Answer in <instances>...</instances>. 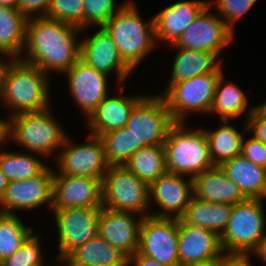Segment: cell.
<instances>
[{
	"label": "cell",
	"mask_w": 266,
	"mask_h": 266,
	"mask_svg": "<svg viewBox=\"0 0 266 266\" xmlns=\"http://www.w3.org/2000/svg\"><path fill=\"white\" fill-rule=\"evenodd\" d=\"M82 29L46 17L26 23L25 45L20 60L38 67L50 77L63 75L80 58Z\"/></svg>",
	"instance_id": "obj_1"
},
{
	"label": "cell",
	"mask_w": 266,
	"mask_h": 266,
	"mask_svg": "<svg viewBox=\"0 0 266 266\" xmlns=\"http://www.w3.org/2000/svg\"><path fill=\"white\" fill-rule=\"evenodd\" d=\"M103 27L117 45L120 57L134 72L159 48L153 15L143 20L135 0H129Z\"/></svg>",
	"instance_id": "obj_2"
},
{
	"label": "cell",
	"mask_w": 266,
	"mask_h": 266,
	"mask_svg": "<svg viewBox=\"0 0 266 266\" xmlns=\"http://www.w3.org/2000/svg\"><path fill=\"white\" fill-rule=\"evenodd\" d=\"M51 85V77L48 74L17 59L7 73L0 106L2 105L3 111H7V118L53 107Z\"/></svg>",
	"instance_id": "obj_3"
},
{
	"label": "cell",
	"mask_w": 266,
	"mask_h": 266,
	"mask_svg": "<svg viewBox=\"0 0 266 266\" xmlns=\"http://www.w3.org/2000/svg\"><path fill=\"white\" fill-rule=\"evenodd\" d=\"M54 109L50 107L11 116L8 121V144L14 143L22 147L21 150L54 160L68 134Z\"/></svg>",
	"instance_id": "obj_4"
},
{
	"label": "cell",
	"mask_w": 266,
	"mask_h": 266,
	"mask_svg": "<svg viewBox=\"0 0 266 266\" xmlns=\"http://www.w3.org/2000/svg\"><path fill=\"white\" fill-rule=\"evenodd\" d=\"M189 124L175 122L168 131L164 147L167 172L193 179L214 164L204 127L192 128Z\"/></svg>",
	"instance_id": "obj_5"
},
{
	"label": "cell",
	"mask_w": 266,
	"mask_h": 266,
	"mask_svg": "<svg viewBox=\"0 0 266 266\" xmlns=\"http://www.w3.org/2000/svg\"><path fill=\"white\" fill-rule=\"evenodd\" d=\"M265 201L245 199L233 205L228 224L220 235L226 254H251L266 234Z\"/></svg>",
	"instance_id": "obj_6"
},
{
	"label": "cell",
	"mask_w": 266,
	"mask_h": 266,
	"mask_svg": "<svg viewBox=\"0 0 266 266\" xmlns=\"http://www.w3.org/2000/svg\"><path fill=\"white\" fill-rule=\"evenodd\" d=\"M224 67L223 63L212 73L173 83L162 94L174 122H188L194 114L209 115Z\"/></svg>",
	"instance_id": "obj_7"
},
{
	"label": "cell",
	"mask_w": 266,
	"mask_h": 266,
	"mask_svg": "<svg viewBox=\"0 0 266 266\" xmlns=\"http://www.w3.org/2000/svg\"><path fill=\"white\" fill-rule=\"evenodd\" d=\"M102 207L112 211L149 215V184L125 166H110L102 181Z\"/></svg>",
	"instance_id": "obj_8"
},
{
	"label": "cell",
	"mask_w": 266,
	"mask_h": 266,
	"mask_svg": "<svg viewBox=\"0 0 266 266\" xmlns=\"http://www.w3.org/2000/svg\"><path fill=\"white\" fill-rule=\"evenodd\" d=\"M67 134L55 163L54 174L91 177L103 181L110 167L103 144L96 135L87 133L85 141L77 143Z\"/></svg>",
	"instance_id": "obj_9"
},
{
	"label": "cell",
	"mask_w": 266,
	"mask_h": 266,
	"mask_svg": "<svg viewBox=\"0 0 266 266\" xmlns=\"http://www.w3.org/2000/svg\"><path fill=\"white\" fill-rule=\"evenodd\" d=\"M101 208H63L52 209L58 252L55 257L61 263L73 250L84 245L99 234V215Z\"/></svg>",
	"instance_id": "obj_10"
},
{
	"label": "cell",
	"mask_w": 266,
	"mask_h": 266,
	"mask_svg": "<svg viewBox=\"0 0 266 266\" xmlns=\"http://www.w3.org/2000/svg\"><path fill=\"white\" fill-rule=\"evenodd\" d=\"M164 97L157 92L145 95L132 109L126 127L137 137L138 150L164 145L174 124Z\"/></svg>",
	"instance_id": "obj_11"
},
{
	"label": "cell",
	"mask_w": 266,
	"mask_h": 266,
	"mask_svg": "<svg viewBox=\"0 0 266 266\" xmlns=\"http://www.w3.org/2000/svg\"><path fill=\"white\" fill-rule=\"evenodd\" d=\"M53 166L48 165L39 175L23 180L10 181L0 197V212L21 214L48 207L52 210ZM44 206V207H43ZM27 211V212H25Z\"/></svg>",
	"instance_id": "obj_12"
},
{
	"label": "cell",
	"mask_w": 266,
	"mask_h": 266,
	"mask_svg": "<svg viewBox=\"0 0 266 266\" xmlns=\"http://www.w3.org/2000/svg\"><path fill=\"white\" fill-rule=\"evenodd\" d=\"M211 10L207 5L173 45L212 52L224 62L223 53L234 43L235 33Z\"/></svg>",
	"instance_id": "obj_13"
},
{
	"label": "cell",
	"mask_w": 266,
	"mask_h": 266,
	"mask_svg": "<svg viewBox=\"0 0 266 266\" xmlns=\"http://www.w3.org/2000/svg\"><path fill=\"white\" fill-rule=\"evenodd\" d=\"M179 219L147 215L142 218L138 252L164 266H179Z\"/></svg>",
	"instance_id": "obj_14"
},
{
	"label": "cell",
	"mask_w": 266,
	"mask_h": 266,
	"mask_svg": "<svg viewBox=\"0 0 266 266\" xmlns=\"http://www.w3.org/2000/svg\"><path fill=\"white\" fill-rule=\"evenodd\" d=\"M96 29L88 35H85L86 28L82 30L84 35L81 34L80 59L109 77L115 75L114 86L118 89L135 72L120 57L117 45L106 29L103 26Z\"/></svg>",
	"instance_id": "obj_15"
},
{
	"label": "cell",
	"mask_w": 266,
	"mask_h": 266,
	"mask_svg": "<svg viewBox=\"0 0 266 266\" xmlns=\"http://www.w3.org/2000/svg\"><path fill=\"white\" fill-rule=\"evenodd\" d=\"M73 103L87 120L111 91L110 77L86 64L80 58L64 74ZM110 86V87H109Z\"/></svg>",
	"instance_id": "obj_16"
},
{
	"label": "cell",
	"mask_w": 266,
	"mask_h": 266,
	"mask_svg": "<svg viewBox=\"0 0 266 266\" xmlns=\"http://www.w3.org/2000/svg\"><path fill=\"white\" fill-rule=\"evenodd\" d=\"M192 197L191 177L166 172L149 184V215L179 219Z\"/></svg>",
	"instance_id": "obj_17"
},
{
	"label": "cell",
	"mask_w": 266,
	"mask_h": 266,
	"mask_svg": "<svg viewBox=\"0 0 266 266\" xmlns=\"http://www.w3.org/2000/svg\"><path fill=\"white\" fill-rule=\"evenodd\" d=\"M101 207L102 182L99 179L54 174L52 209Z\"/></svg>",
	"instance_id": "obj_18"
},
{
	"label": "cell",
	"mask_w": 266,
	"mask_h": 266,
	"mask_svg": "<svg viewBox=\"0 0 266 266\" xmlns=\"http://www.w3.org/2000/svg\"><path fill=\"white\" fill-rule=\"evenodd\" d=\"M119 87V93L115 91L109 94L85 120L88 133L99 136L125 127L132 109L147 94L137 92V94L126 95L125 84Z\"/></svg>",
	"instance_id": "obj_19"
},
{
	"label": "cell",
	"mask_w": 266,
	"mask_h": 266,
	"mask_svg": "<svg viewBox=\"0 0 266 266\" xmlns=\"http://www.w3.org/2000/svg\"><path fill=\"white\" fill-rule=\"evenodd\" d=\"M207 5L208 0H179L171 2L154 14L155 34L159 47L162 44V47L174 44Z\"/></svg>",
	"instance_id": "obj_20"
},
{
	"label": "cell",
	"mask_w": 266,
	"mask_h": 266,
	"mask_svg": "<svg viewBox=\"0 0 266 266\" xmlns=\"http://www.w3.org/2000/svg\"><path fill=\"white\" fill-rule=\"evenodd\" d=\"M142 218L134 213L101 207L98 222L100 237L129 258L138 250Z\"/></svg>",
	"instance_id": "obj_21"
},
{
	"label": "cell",
	"mask_w": 266,
	"mask_h": 266,
	"mask_svg": "<svg viewBox=\"0 0 266 266\" xmlns=\"http://www.w3.org/2000/svg\"><path fill=\"white\" fill-rule=\"evenodd\" d=\"M223 253L220 236L209 229L187 225L179 219V266L205 261Z\"/></svg>",
	"instance_id": "obj_22"
},
{
	"label": "cell",
	"mask_w": 266,
	"mask_h": 266,
	"mask_svg": "<svg viewBox=\"0 0 266 266\" xmlns=\"http://www.w3.org/2000/svg\"><path fill=\"white\" fill-rule=\"evenodd\" d=\"M167 50L174 51L173 61L170 66V76L162 95L173 83L193 78L205 73L214 72L223 62L212 52L175 47L173 44L166 46Z\"/></svg>",
	"instance_id": "obj_23"
},
{
	"label": "cell",
	"mask_w": 266,
	"mask_h": 266,
	"mask_svg": "<svg viewBox=\"0 0 266 266\" xmlns=\"http://www.w3.org/2000/svg\"><path fill=\"white\" fill-rule=\"evenodd\" d=\"M193 196L210 203L232 205L246 199L219 166L207 169L193 178Z\"/></svg>",
	"instance_id": "obj_24"
},
{
	"label": "cell",
	"mask_w": 266,
	"mask_h": 266,
	"mask_svg": "<svg viewBox=\"0 0 266 266\" xmlns=\"http://www.w3.org/2000/svg\"><path fill=\"white\" fill-rule=\"evenodd\" d=\"M240 189L246 199L266 201V168L237 155L219 166Z\"/></svg>",
	"instance_id": "obj_25"
},
{
	"label": "cell",
	"mask_w": 266,
	"mask_h": 266,
	"mask_svg": "<svg viewBox=\"0 0 266 266\" xmlns=\"http://www.w3.org/2000/svg\"><path fill=\"white\" fill-rule=\"evenodd\" d=\"M237 84L231 80L228 81L225 72L220 76L209 115H217L218 121L227 120L232 122L235 119H243V115L246 116L245 119L247 120V117L258 104H250L248 95Z\"/></svg>",
	"instance_id": "obj_26"
},
{
	"label": "cell",
	"mask_w": 266,
	"mask_h": 266,
	"mask_svg": "<svg viewBox=\"0 0 266 266\" xmlns=\"http://www.w3.org/2000/svg\"><path fill=\"white\" fill-rule=\"evenodd\" d=\"M60 265L128 266V257L99 236L77 247L60 263Z\"/></svg>",
	"instance_id": "obj_27"
},
{
	"label": "cell",
	"mask_w": 266,
	"mask_h": 266,
	"mask_svg": "<svg viewBox=\"0 0 266 266\" xmlns=\"http://www.w3.org/2000/svg\"><path fill=\"white\" fill-rule=\"evenodd\" d=\"M217 128H204L209 144V153L214 166H220L223 162L241 154L242 141L247 133L246 121L243 128L238 130V124L227 120H220ZM237 126V127H236Z\"/></svg>",
	"instance_id": "obj_28"
},
{
	"label": "cell",
	"mask_w": 266,
	"mask_h": 266,
	"mask_svg": "<svg viewBox=\"0 0 266 266\" xmlns=\"http://www.w3.org/2000/svg\"><path fill=\"white\" fill-rule=\"evenodd\" d=\"M232 208V204L210 203L193 196L179 219L187 225L203 227L220 236L228 224Z\"/></svg>",
	"instance_id": "obj_29"
},
{
	"label": "cell",
	"mask_w": 266,
	"mask_h": 266,
	"mask_svg": "<svg viewBox=\"0 0 266 266\" xmlns=\"http://www.w3.org/2000/svg\"><path fill=\"white\" fill-rule=\"evenodd\" d=\"M8 146L9 144L0 149V171L9 182L35 177L48 166L42 155L17 149L10 151Z\"/></svg>",
	"instance_id": "obj_30"
},
{
	"label": "cell",
	"mask_w": 266,
	"mask_h": 266,
	"mask_svg": "<svg viewBox=\"0 0 266 266\" xmlns=\"http://www.w3.org/2000/svg\"><path fill=\"white\" fill-rule=\"evenodd\" d=\"M27 18L17 9L0 5V54L20 59L26 34Z\"/></svg>",
	"instance_id": "obj_31"
},
{
	"label": "cell",
	"mask_w": 266,
	"mask_h": 266,
	"mask_svg": "<svg viewBox=\"0 0 266 266\" xmlns=\"http://www.w3.org/2000/svg\"><path fill=\"white\" fill-rule=\"evenodd\" d=\"M124 166L139 179L150 184L167 172L165 147L164 145L142 147Z\"/></svg>",
	"instance_id": "obj_32"
},
{
	"label": "cell",
	"mask_w": 266,
	"mask_h": 266,
	"mask_svg": "<svg viewBox=\"0 0 266 266\" xmlns=\"http://www.w3.org/2000/svg\"><path fill=\"white\" fill-rule=\"evenodd\" d=\"M110 166H124L138 151V139L126 126L98 136Z\"/></svg>",
	"instance_id": "obj_33"
},
{
	"label": "cell",
	"mask_w": 266,
	"mask_h": 266,
	"mask_svg": "<svg viewBox=\"0 0 266 266\" xmlns=\"http://www.w3.org/2000/svg\"><path fill=\"white\" fill-rule=\"evenodd\" d=\"M19 216L22 215L0 212V262L18 251L35 231L32 225L24 223L26 219Z\"/></svg>",
	"instance_id": "obj_34"
},
{
	"label": "cell",
	"mask_w": 266,
	"mask_h": 266,
	"mask_svg": "<svg viewBox=\"0 0 266 266\" xmlns=\"http://www.w3.org/2000/svg\"><path fill=\"white\" fill-rule=\"evenodd\" d=\"M37 231L35 230L28 237L18 251L2 260L0 266H37L44 264L48 258L44 253L42 234Z\"/></svg>",
	"instance_id": "obj_35"
},
{
	"label": "cell",
	"mask_w": 266,
	"mask_h": 266,
	"mask_svg": "<svg viewBox=\"0 0 266 266\" xmlns=\"http://www.w3.org/2000/svg\"><path fill=\"white\" fill-rule=\"evenodd\" d=\"M118 0H83L84 29L104 26L129 0L118 3ZM121 4V5H120Z\"/></svg>",
	"instance_id": "obj_36"
},
{
	"label": "cell",
	"mask_w": 266,
	"mask_h": 266,
	"mask_svg": "<svg viewBox=\"0 0 266 266\" xmlns=\"http://www.w3.org/2000/svg\"><path fill=\"white\" fill-rule=\"evenodd\" d=\"M258 0H210L208 5L215 9V13L226 23V25L235 32V25L248 12Z\"/></svg>",
	"instance_id": "obj_37"
},
{
	"label": "cell",
	"mask_w": 266,
	"mask_h": 266,
	"mask_svg": "<svg viewBox=\"0 0 266 266\" xmlns=\"http://www.w3.org/2000/svg\"><path fill=\"white\" fill-rule=\"evenodd\" d=\"M46 18L84 29L83 0H51Z\"/></svg>",
	"instance_id": "obj_38"
},
{
	"label": "cell",
	"mask_w": 266,
	"mask_h": 266,
	"mask_svg": "<svg viewBox=\"0 0 266 266\" xmlns=\"http://www.w3.org/2000/svg\"><path fill=\"white\" fill-rule=\"evenodd\" d=\"M241 155L250 162L266 168V145L248 134V132L244 135L242 141Z\"/></svg>",
	"instance_id": "obj_39"
},
{
	"label": "cell",
	"mask_w": 266,
	"mask_h": 266,
	"mask_svg": "<svg viewBox=\"0 0 266 266\" xmlns=\"http://www.w3.org/2000/svg\"><path fill=\"white\" fill-rule=\"evenodd\" d=\"M245 121L247 132L266 145V108L258 103Z\"/></svg>",
	"instance_id": "obj_40"
},
{
	"label": "cell",
	"mask_w": 266,
	"mask_h": 266,
	"mask_svg": "<svg viewBox=\"0 0 266 266\" xmlns=\"http://www.w3.org/2000/svg\"><path fill=\"white\" fill-rule=\"evenodd\" d=\"M51 0H19L18 10L27 18L45 17Z\"/></svg>",
	"instance_id": "obj_41"
},
{
	"label": "cell",
	"mask_w": 266,
	"mask_h": 266,
	"mask_svg": "<svg viewBox=\"0 0 266 266\" xmlns=\"http://www.w3.org/2000/svg\"><path fill=\"white\" fill-rule=\"evenodd\" d=\"M251 254H226L223 252L222 266H255Z\"/></svg>",
	"instance_id": "obj_42"
},
{
	"label": "cell",
	"mask_w": 266,
	"mask_h": 266,
	"mask_svg": "<svg viewBox=\"0 0 266 266\" xmlns=\"http://www.w3.org/2000/svg\"><path fill=\"white\" fill-rule=\"evenodd\" d=\"M16 60L17 58L14 56L8 54H0V100L3 93L7 73Z\"/></svg>",
	"instance_id": "obj_43"
},
{
	"label": "cell",
	"mask_w": 266,
	"mask_h": 266,
	"mask_svg": "<svg viewBox=\"0 0 266 266\" xmlns=\"http://www.w3.org/2000/svg\"><path fill=\"white\" fill-rule=\"evenodd\" d=\"M128 266H164L158 261L140 254L138 251L128 258Z\"/></svg>",
	"instance_id": "obj_44"
},
{
	"label": "cell",
	"mask_w": 266,
	"mask_h": 266,
	"mask_svg": "<svg viewBox=\"0 0 266 266\" xmlns=\"http://www.w3.org/2000/svg\"><path fill=\"white\" fill-rule=\"evenodd\" d=\"M8 121L9 118L0 116V149L8 144Z\"/></svg>",
	"instance_id": "obj_45"
},
{
	"label": "cell",
	"mask_w": 266,
	"mask_h": 266,
	"mask_svg": "<svg viewBox=\"0 0 266 266\" xmlns=\"http://www.w3.org/2000/svg\"><path fill=\"white\" fill-rule=\"evenodd\" d=\"M258 261L266 266V234L264 238L259 242L257 248L251 253Z\"/></svg>",
	"instance_id": "obj_46"
},
{
	"label": "cell",
	"mask_w": 266,
	"mask_h": 266,
	"mask_svg": "<svg viewBox=\"0 0 266 266\" xmlns=\"http://www.w3.org/2000/svg\"><path fill=\"white\" fill-rule=\"evenodd\" d=\"M222 262H223V253L218 257H214L197 263H192L187 266H222Z\"/></svg>",
	"instance_id": "obj_47"
},
{
	"label": "cell",
	"mask_w": 266,
	"mask_h": 266,
	"mask_svg": "<svg viewBox=\"0 0 266 266\" xmlns=\"http://www.w3.org/2000/svg\"><path fill=\"white\" fill-rule=\"evenodd\" d=\"M8 179L7 177L0 171V197L5 191V188L8 186Z\"/></svg>",
	"instance_id": "obj_48"
},
{
	"label": "cell",
	"mask_w": 266,
	"mask_h": 266,
	"mask_svg": "<svg viewBox=\"0 0 266 266\" xmlns=\"http://www.w3.org/2000/svg\"><path fill=\"white\" fill-rule=\"evenodd\" d=\"M0 5L11 8H18L19 0H0Z\"/></svg>",
	"instance_id": "obj_49"
},
{
	"label": "cell",
	"mask_w": 266,
	"mask_h": 266,
	"mask_svg": "<svg viewBox=\"0 0 266 266\" xmlns=\"http://www.w3.org/2000/svg\"><path fill=\"white\" fill-rule=\"evenodd\" d=\"M52 262H53V265H54V266H56L55 263L58 264V265L60 264V262H59V261L57 260V258L55 257V258H52L51 262H50V259H48L44 264H42V265H37V266H46V265H47V266H50V264H51V266H52Z\"/></svg>",
	"instance_id": "obj_50"
},
{
	"label": "cell",
	"mask_w": 266,
	"mask_h": 266,
	"mask_svg": "<svg viewBox=\"0 0 266 266\" xmlns=\"http://www.w3.org/2000/svg\"><path fill=\"white\" fill-rule=\"evenodd\" d=\"M264 108H266V100L265 101H263V102H259Z\"/></svg>",
	"instance_id": "obj_51"
}]
</instances>
